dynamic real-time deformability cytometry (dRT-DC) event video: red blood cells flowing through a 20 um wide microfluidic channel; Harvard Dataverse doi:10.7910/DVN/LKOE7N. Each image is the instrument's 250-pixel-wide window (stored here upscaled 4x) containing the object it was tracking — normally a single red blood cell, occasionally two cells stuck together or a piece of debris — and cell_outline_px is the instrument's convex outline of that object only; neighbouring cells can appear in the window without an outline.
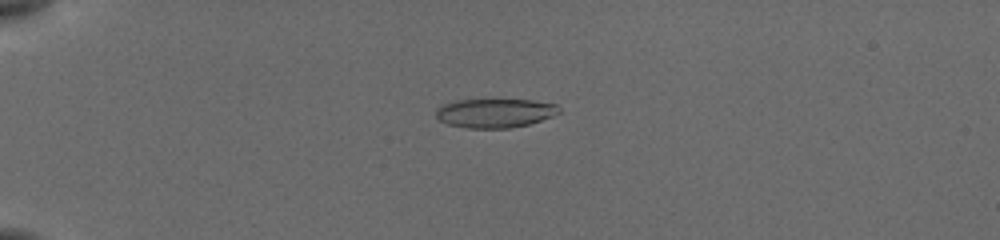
{"species": "common noctule bat (a hibernating species)", "species_latin": "Nyctalus noctula", "temperature_condition": "cold", "stored_images_in_passage": 66, "camera_frame_rate_fps": 3000, "um_per_image_px": 0.085, "animal": {"sex": "female", "body_mass_g": 19.5, "forearm_length_mm": 54.1}, "frame": {"image": 1, "passage_image": 22, "time_ms": 5.0, "image_size_px": [1000, 240], "cell_outline_px": [[560, 112], [552, 116], [528, 124], [508, 128], [468, 128], [448, 124], [440, 120], [436, 116], [436, 108], [444, 104], [456, 100], [532, 100], [556, 104], [560, 108]], "centroid_in_image_um": [42.06, 9.61], "position_along_channel_um": 42.9, "area_um2": 20.63}}
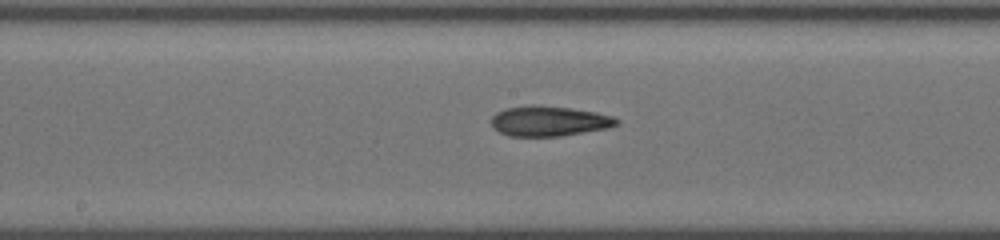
{"frame": {"image": 2, "passage_image": 47, "time_ms": 10.333, "image_size_px": [1000, 240], "cell_outline_px": [[620, 124], [608, 128], [560, 136], [508, 136], [500, 132], [492, 124], [492, 116], [496, 112], [504, 108], [532, 104], [540, 104], [572, 108], [596, 112], [612, 116], [620, 120]], "centroid_in_image_um": [46.69, 10.27], "position_along_channel_um": 201.5, "area_um2": 22.25}}
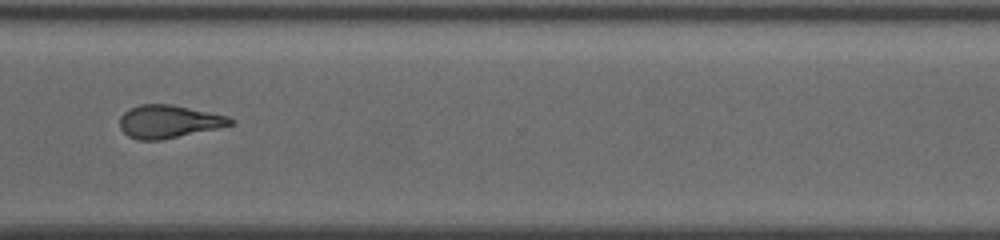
{"frame": {"image": 3, "passage_image": 65, "time_ms": 14.333, "image_size_px": [1000, 240], "cell_outline_px": [[236, 120], [232, 124], [216, 128], [160, 140], [140, 140], [128, 136], [120, 128], [120, 116], [128, 108], [140, 104], [172, 104], [228, 116]], "centroid_in_image_um": [14.31, 10.32], "position_along_channel_um": 356.3, "area_um2": 21.1}}